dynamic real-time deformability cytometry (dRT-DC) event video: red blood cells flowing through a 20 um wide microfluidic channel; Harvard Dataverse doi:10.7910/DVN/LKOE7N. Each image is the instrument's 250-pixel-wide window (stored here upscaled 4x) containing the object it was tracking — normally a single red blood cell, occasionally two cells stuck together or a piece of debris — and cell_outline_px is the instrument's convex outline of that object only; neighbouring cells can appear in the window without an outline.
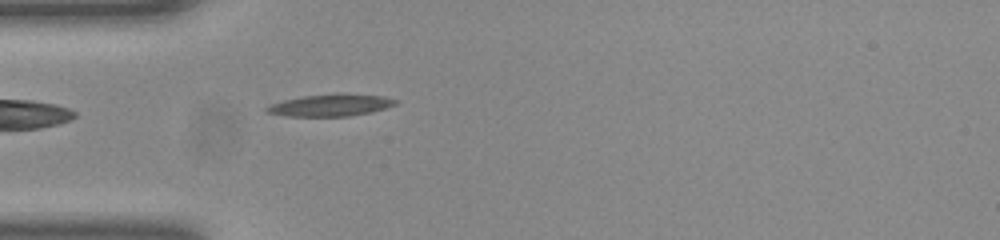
{"species": "common noctule bat (a hibernating species)", "species_latin": "Nyctalus noctula", "temperature_condition": "room temperature", "stored_images_in_passage": 37, "camera_frame_rate_fps": 3000, "um_per_image_px": 0.085, "animal": {"sex": "female", "body_mass_g": 23.0, "forearm_length_mm": 53.4}, "frame": {"image": 1, "passage_image": 1, "time_ms": 0.0, "image_size_px": [1000, 240], "cell_outline_px": [[400, 100], [396, 104], [372, 112], [348, 116], [288, 116], [264, 112], [264, 108], [272, 104], [284, 100], [304, 96], [336, 92], [340, 92], [384, 96]], "centroid_in_image_um": [28.13, 8.92], "position_along_channel_um": 56.9, "area_um2": 16.76}}
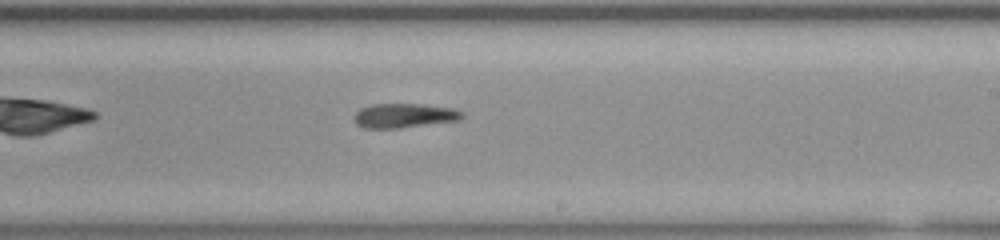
{"frame": {"image": 2, "passage_image": 16, "time_ms": 5.0, "image_size_px": [1000, 240], "cell_outline_px": [[464, 116], [460, 120], [400, 128], [364, 128], [356, 124], [352, 120], [352, 116], [360, 108], [372, 104], [424, 104], [452, 108], [464, 112]], "centroid_in_image_um": [34.33, 9.82], "position_along_channel_um": 254.7, "area_um2": 15.55}}
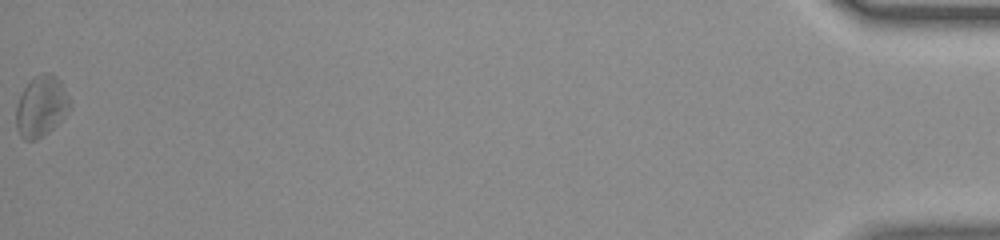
{"frame": {"image": 3, "passage_image": 37, "time_ms": 12.0, "image_size_px": [1000, 240], "cell_outline_px": [[72, 108], [52, 128], [36, 140], [24, 140], [20, 136], [16, 128], [16, 104], [24, 88], [36, 76], [44, 72], [48, 72], [56, 76], [60, 80], [72, 104]], "centroid_in_image_um": [3.5, 9.04], "position_along_channel_um": 431.7, "area_um2": 18.96}, "authors_computed_cell_mechanics": {"area_um2": 15.895, "velocity_mm_per_s": 4.0285, "shape_relaxation_time_tau1_ms": null, "shape_relaxation_time_tau2_ms": 11.2624, "deformation_change_tau1": null, "deformation_change_tau2": 0.3369}}